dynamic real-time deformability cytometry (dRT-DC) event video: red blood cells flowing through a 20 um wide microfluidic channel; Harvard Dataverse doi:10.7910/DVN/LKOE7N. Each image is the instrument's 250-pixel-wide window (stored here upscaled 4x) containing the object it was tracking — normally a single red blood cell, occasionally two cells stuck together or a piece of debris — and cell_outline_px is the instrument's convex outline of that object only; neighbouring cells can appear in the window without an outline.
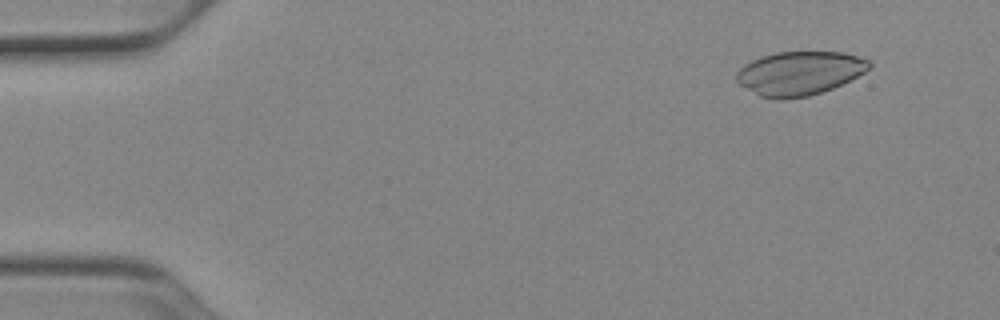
{"species": "Egyptian fruit bat (a non-hibernating species)", "species_latin": "Rousettus aegyptiacus", "temperature_condition": "cold", "stored_images_in_passage": 52, "camera_frame_rate_fps": 3000, "um_per_image_px": 0.085, "animal": {"sex": "female"}, "frame": {"image": 1, "passage_image": 5, "time_ms": 1.333, "image_size_px": [1000, 320], "cell_outline_px": [[872, 68], [832, 88], [808, 96], [784, 100], [776, 100], [760, 96], [740, 84], [736, 80], [736, 72], [744, 64], [760, 56], [776, 52], [844, 52], [872, 60]], "centroid_in_image_um": [67.96, 6.22], "position_along_channel_um": 17.0, "area_um2": 33.99}}
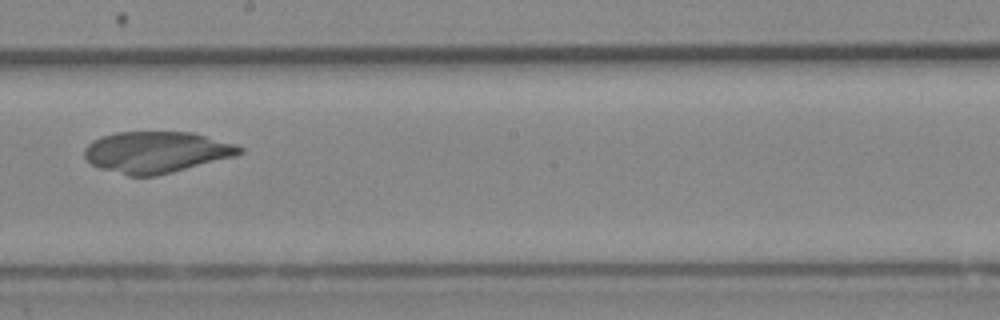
{"frame": {"image": 2, "passage_image": 30, "time_ms": 9.667, "image_size_px": [1000, 320], "cell_outline_px": [[244, 152], [236, 156], [156, 176], [128, 176], [100, 168], [92, 164], [84, 156], [84, 148], [92, 140], [100, 136], [116, 132], [192, 132], [236, 144], [244, 148]], "centroid_in_image_um": [13.29, 12.93], "position_along_channel_um": 234.9, "area_um2": 37.51}}
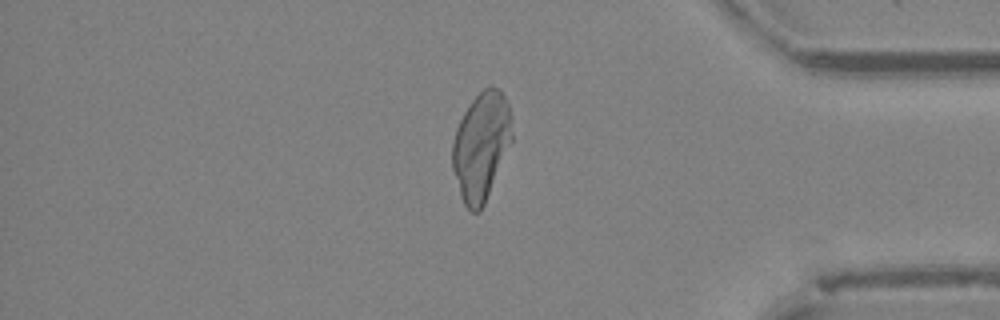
{"frame": {"image": 3, "passage_image": 44, "time_ms": 14.333, "image_size_px": [1000, 320], "cell_outline_px": [[512, 140], [484, 204], [480, 212], [472, 212], [464, 204], [460, 196], [452, 168], [452, 140], [456, 128], [468, 104], [484, 88], [492, 84], [500, 88], [508, 104], [512, 116]], "centroid_in_image_um": [40.89, 12.38], "position_along_channel_um": 394.3, "area_um2": 37.69}}